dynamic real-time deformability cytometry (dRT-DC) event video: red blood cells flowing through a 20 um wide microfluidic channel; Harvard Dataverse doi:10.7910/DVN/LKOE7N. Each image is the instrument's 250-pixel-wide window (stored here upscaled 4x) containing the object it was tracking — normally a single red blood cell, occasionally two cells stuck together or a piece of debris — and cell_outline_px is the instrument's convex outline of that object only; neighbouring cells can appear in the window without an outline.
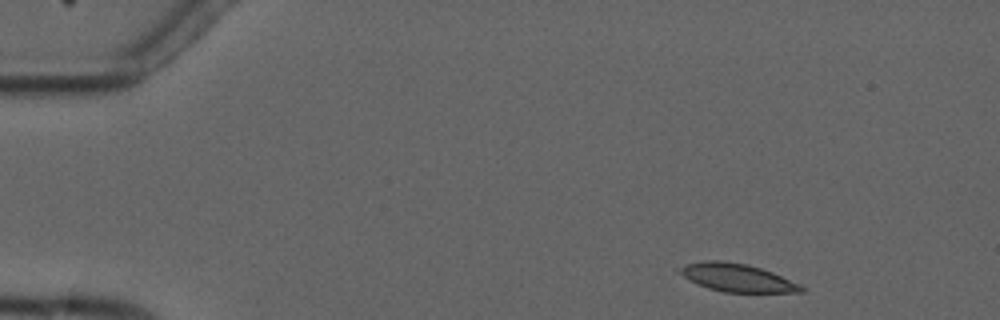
{"species": "common noctule bat (a hibernating species)", "species_latin": "Nyctalus noctula", "temperature_condition": "cold", "stored_images_in_passage": 5, "camera_frame_rate_fps": 3000, "um_per_image_px": 0.085, "animal": {"sex": "male", "forearm_length_mm": 52.5}, "frame": {"image": 1, "passage_image": 1, "time_ms": 0.0, "image_size_px": [1000, 320], "cell_outline_px": [[804, 292], [724, 292], [708, 288], [676, 272], [676, 268], [688, 264], [704, 260], [720, 260], [748, 264], [772, 272], [800, 284], [804, 288]], "centroid_in_image_um": [62.64, 23.59], "position_along_channel_um": 22.4, "area_um2": 19.65}}
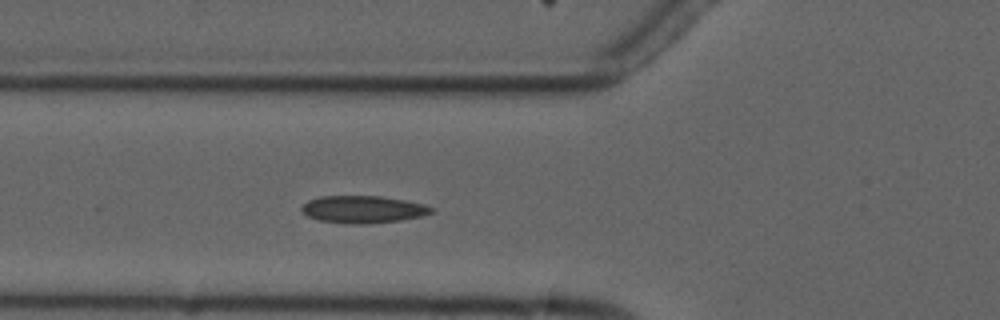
{"frame": {"image": 2, "passage_image": 5, "time_ms": 4.333, "image_size_px": [1000, 320], "cell_outline_px": [[436, 212], [420, 216], [400, 220], [368, 224], [356, 224], [320, 220], [308, 216], [300, 208], [308, 200], [320, 196], [380, 196], [404, 200], [424, 204], [436, 208]], "centroid_in_image_um": [30.91, 17.79], "position_along_channel_um": 94.9, "area_um2": 20.58}}